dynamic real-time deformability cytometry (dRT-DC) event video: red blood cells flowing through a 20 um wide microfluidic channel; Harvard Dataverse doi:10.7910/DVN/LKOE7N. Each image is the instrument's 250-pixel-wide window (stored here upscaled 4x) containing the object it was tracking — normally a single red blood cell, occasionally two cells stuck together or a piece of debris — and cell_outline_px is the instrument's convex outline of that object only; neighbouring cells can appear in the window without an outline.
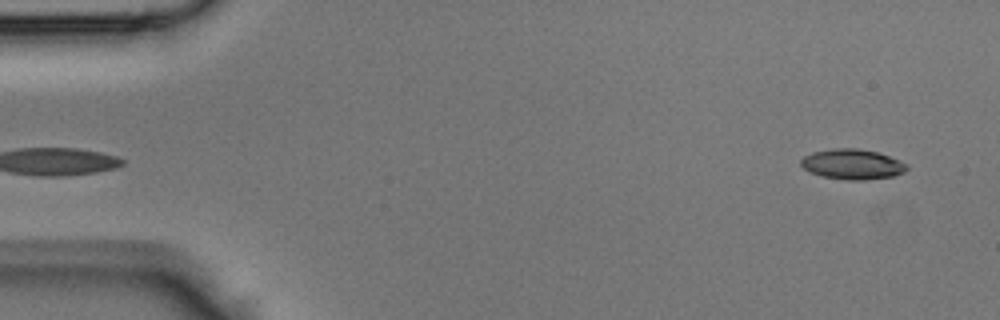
{"species": "Egyptian fruit bat (a non-hibernating species)", "species_latin": "Rousettus aegyptiacus", "temperature_condition": "room temperature", "stored_images_in_passage": 8, "camera_frame_rate_fps": 3000, "um_per_image_px": 0.085, "animal": {"sex": "male"}, "frame": {"image": 1, "passage_image": 1, "time_ms": 0.0, "image_size_px": [1000, 320], "cell_outline_px": [[908, 168], [904, 172], [892, 176], [864, 180], [844, 180], [824, 176], [812, 172], [804, 168], [800, 164], [800, 160], [804, 156], [812, 152], [832, 148], [856, 148], [876, 152], [888, 156], [908, 164]], "centroid_in_image_um": [72.44, 13.95], "position_along_channel_um": 12.6, "area_um2": 18.5}}